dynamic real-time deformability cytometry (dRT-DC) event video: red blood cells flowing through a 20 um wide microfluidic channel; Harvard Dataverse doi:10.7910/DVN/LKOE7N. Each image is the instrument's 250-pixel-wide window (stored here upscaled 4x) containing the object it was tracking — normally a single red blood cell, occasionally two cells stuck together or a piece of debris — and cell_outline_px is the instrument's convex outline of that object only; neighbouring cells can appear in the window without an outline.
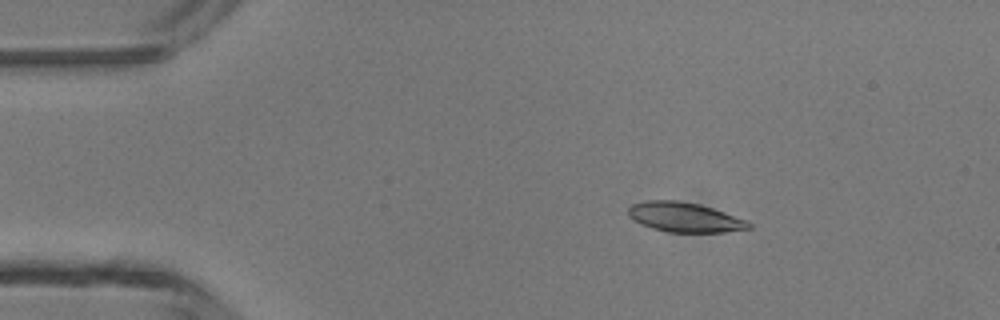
{"species": "common noctule bat (a hibernating species)", "species_latin": "Nyctalus noctula", "temperature_condition": "room temperature", "stored_images_in_passage": 6, "camera_frame_rate_fps": 3000, "um_per_image_px": 0.085, "animal": {"sex": "male", "body_mass_g": 13.3}, "frame": {"image": 1, "passage_image": 2, "time_ms": 1.333, "image_size_px": [1000, 320], "cell_outline_px": [[752, 228], [724, 232], [668, 232], [652, 228], [640, 224], [632, 220], [628, 216], [628, 208], [632, 204], [644, 200], [680, 200], [700, 204], [724, 212], [744, 220], [752, 224]], "centroid_in_image_um": [58.13, 18.46], "position_along_channel_um": 26.9, "area_um2": 20.92}}
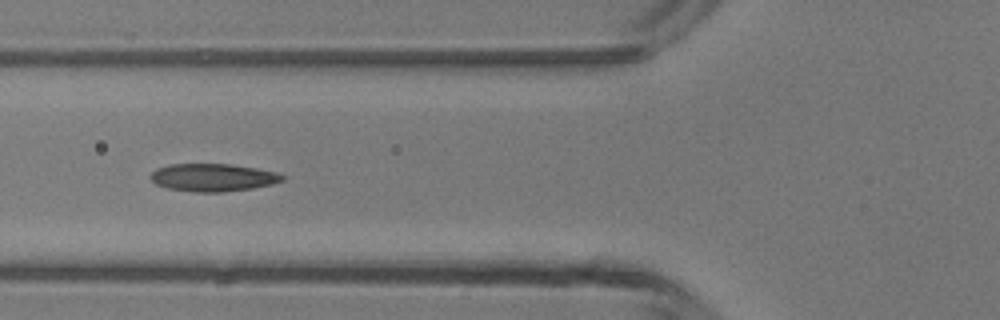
{"frame": {"image": 2, "passage_image": 5, "time_ms": 4.667, "image_size_px": [1000, 320], "cell_outline_px": [[284, 180], [272, 184], [252, 188], [220, 192], [196, 192], [168, 188], [156, 184], [148, 176], [156, 168], [172, 164], [232, 164], [256, 168], [276, 172], [284, 176]], "centroid_in_image_um": [18.09, 15.08], "position_along_channel_um": 107.7, "area_um2": 21.21}}
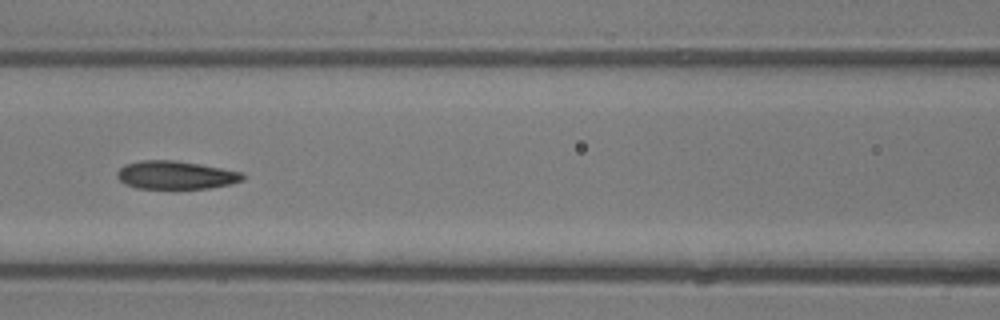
{"frame": {"image": 3, "passage_image": 6, "time_ms": 5.667, "image_size_px": [1000, 320], "cell_outline_px": [[244, 180], [228, 184], [208, 188], [136, 188], [124, 184], [116, 176], [116, 172], [124, 164], [140, 160], [172, 160], [244, 172]], "centroid_in_image_um": [14.89, 14.88], "position_along_channel_um": 151.7, "area_um2": 20.46}}